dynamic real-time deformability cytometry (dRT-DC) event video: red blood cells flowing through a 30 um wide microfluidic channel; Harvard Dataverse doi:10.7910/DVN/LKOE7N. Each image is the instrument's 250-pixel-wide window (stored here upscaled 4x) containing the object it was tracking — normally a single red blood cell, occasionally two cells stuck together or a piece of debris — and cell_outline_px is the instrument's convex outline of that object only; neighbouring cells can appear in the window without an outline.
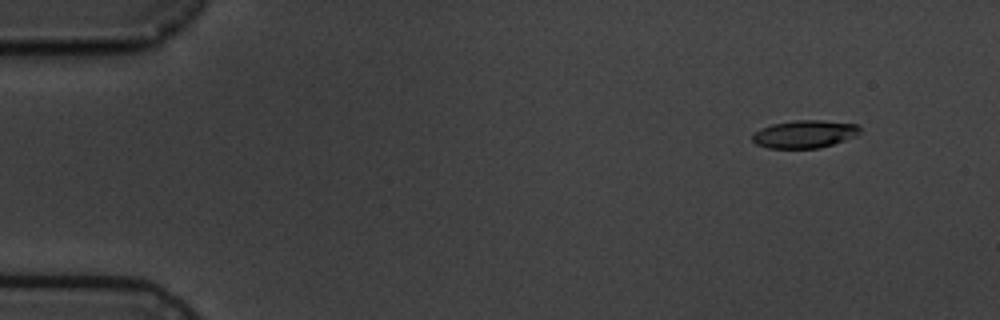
{"species": "common noctule bat (a hibernating species)", "species_latin": "Nyctalus noctula", "temperature_condition": "cold", "stored_images_in_passage": 6, "camera_frame_rate_fps": 3000, "um_per_image_px": 0.085, "animal": {"sex": "male", "body_mass_g": 19.5, "forearm_length_mm": 54.6}, "frame": {"image": 1, "passage_image": 2, "time_ms": 1.0, "image_size_px": [1000, 320], "cell_outline_px": [[860, 132], [856, 136], [820, 148], [768, 148], [756, 144], [752, 140], [752, 136], [760, 128], [772, 124], [796, 120], [820, 120], [856, 124], [860, 128]], "centroid_in_image_um": [68.38, 11.4], "position_along_channel_um": 16.6, "area_um2": 17.28}}
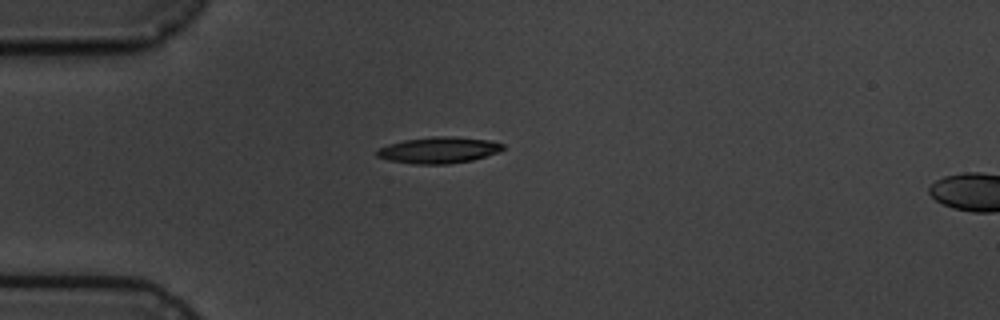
{"frame": {"image": 2, "passage_image": 5, "time_ms": 4.333, "image_size_px": [1000, 320], "cell_outline_px": [[504, 148], [500, 152], [472, 160], [448, 164], [412, 164], [388, 160], [376, 156], [376, 152], [380, 148], [388, 144], [404, 140], [432, 136], [452, 136], [488, 140], [504, 144]], "centroid_in_image_um": [37.29, 12.76], "position_along_channel_um": 47.7, "area_um2": 19.36}}